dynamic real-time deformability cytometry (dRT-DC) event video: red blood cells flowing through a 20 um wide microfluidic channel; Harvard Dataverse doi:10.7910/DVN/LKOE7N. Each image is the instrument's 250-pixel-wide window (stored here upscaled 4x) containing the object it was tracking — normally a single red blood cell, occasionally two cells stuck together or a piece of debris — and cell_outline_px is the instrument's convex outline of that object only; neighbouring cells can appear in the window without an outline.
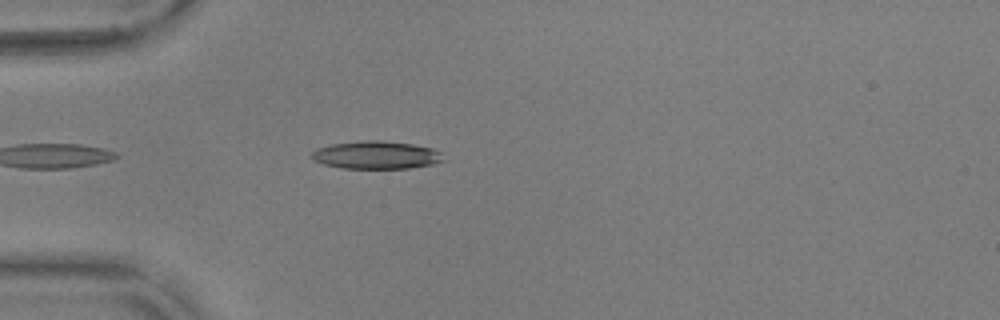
{"species": "common noctule bat (a hibernating species)", "species_latin": "Nyctalus noctula", "temperature_condition": "warm", "stored_images_in_passage": 8, "camera_frame_rate_fps": 3000, "um_per_image_px": 0.085, "animal": {"sex": "male", "body_mass_g": 17.9, "forearm_length_mm": 54.2}, "frame": {"image": 1, "passage_image": 4, "time_ms": 1.0, "image_size_px": [1000, 320], "cell_outline_px": [[448, 160], [432, 164], [408, 168], [344, 168], [324, 164], [312, 160], [312, 152], [316, 148], [332, 144], [368, 140], [380, 140], [412, 144], [432, 148], [444, 152]], "centroid_in_image_um": [32.06, 13.17], "position_along_channel_um": 52.9, "area_um2": 21.5}}